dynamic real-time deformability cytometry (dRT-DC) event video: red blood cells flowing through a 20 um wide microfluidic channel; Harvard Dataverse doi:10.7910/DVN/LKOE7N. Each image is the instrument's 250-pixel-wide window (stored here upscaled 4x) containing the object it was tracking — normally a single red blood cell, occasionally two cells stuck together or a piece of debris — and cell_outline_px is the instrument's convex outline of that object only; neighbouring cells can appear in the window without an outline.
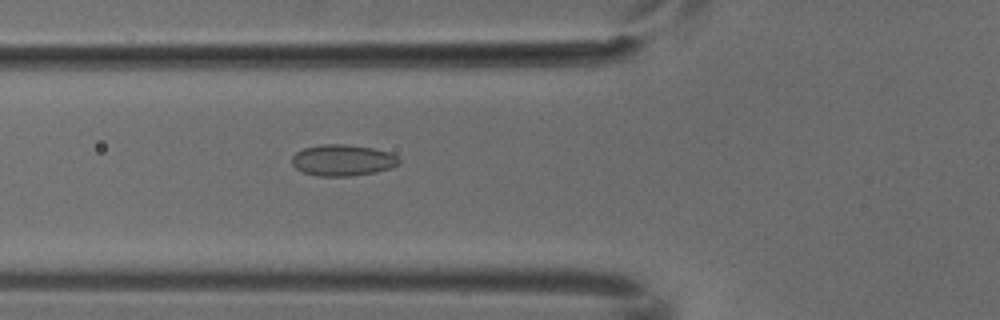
{"species": "common noctule bat (a hibernating species)", "species_latin": "Nyctalus noctula", "temperature_condition": "cold", "stored_images_in_passage": 5, "camera_frame_rate_fps": 3000, "um_per_image_px": 0.085, "animal": {"sex": "male", "body_mass_g": 18.8}, "frame": {"image": 1, "passage_image": 5, "time_ms": 1.333, "image_size_px": [1000, 320], "cell_outline_px": [[400, 164], [392, 168], [376, 172], [348, 176], [320, 176], [304, 172], [296, 168], [292, 164], [292, 156], [296, 152], [304, 148], [320, 144], [348, 144], [372, 148], [388, 152], [396, 156], [400, 160]], "centroid_in_image_um": [29.13, 13.61], "position_along_channel_um": 96.7, "area_um2": 19.54}}